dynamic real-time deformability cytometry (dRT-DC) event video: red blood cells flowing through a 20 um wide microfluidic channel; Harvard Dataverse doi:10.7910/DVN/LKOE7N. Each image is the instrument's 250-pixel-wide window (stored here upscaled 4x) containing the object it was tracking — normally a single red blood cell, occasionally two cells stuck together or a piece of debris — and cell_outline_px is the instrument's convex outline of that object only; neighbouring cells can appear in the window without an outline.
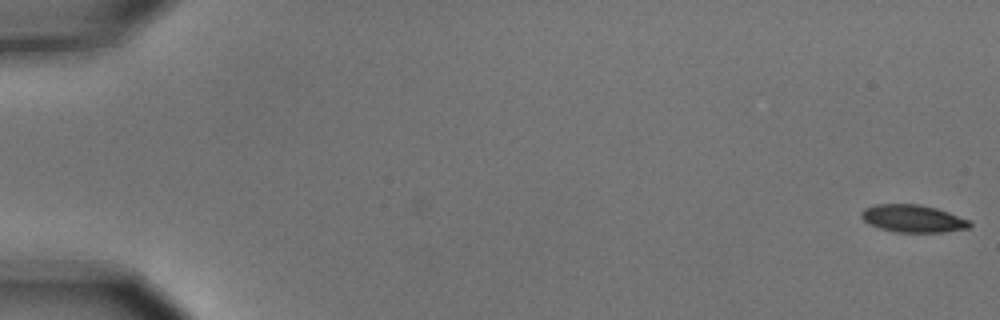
{"species": "common noctule bat (a hibernating species)", "species_latin": "Nyctalus noctula", "temperature_condition": "cold", "stored_images_in_passage": 10, "camera_frame_rate_fps": 3000, "um_per_image_px": 0.085, "animal": {"sex": "male", "body_mass_g": 15.6}, "frame": {"image": 1, "passage_image": 1, "time_ms": 0.0, "image_size_px": [1000, 320], "cell_outline_px": [[972, 224], [968, 228], [944, 232], [896, 232], [880, 228], [868, 224], [860, 216], [860, 212], [864, 208], [876, 204], [920, 204], [936, 208], [972, 220]], "centroid_in_image_um": [77.6, 18.57], "position_along_channel_um": 7.4, "area_um2": 17.51}}
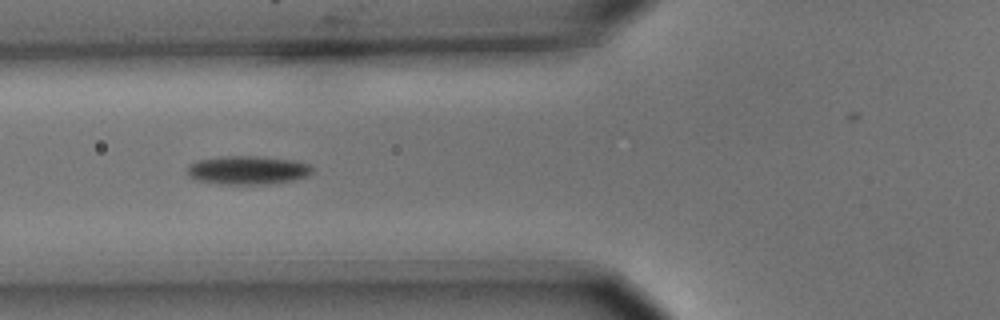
{"frame": {"image": 2, "passage_image": 7, "time_ms": 2.0, "image_size_px": [1000, 320], "cell_outline_px": [[312, 172], [308, 176], [292, 180], [268, 184], [220, 184], [200, 180], [188, 176], [188, 164], [196, 160], [220, 156], [256, 156], [296, 160], [308, 164], [312, 168]], "centroid_in_image_um": [21.05, 14.45], "position_along_channel_um": 104.8, "area_um2": 20.87}}
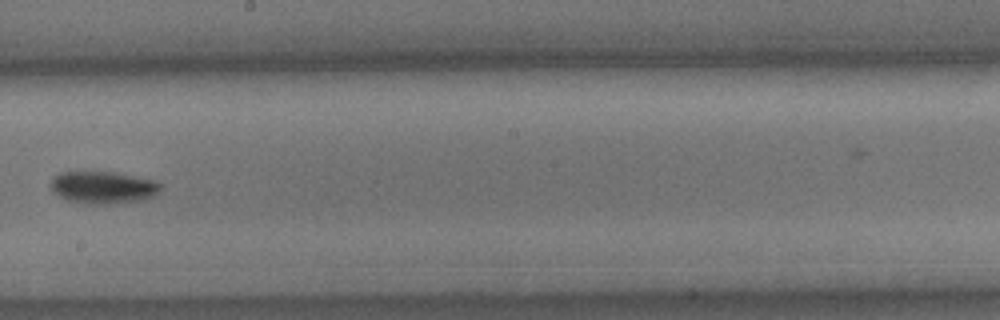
{"frame": {"image": 3, "passage_image": 10, "time_ms": 3.0, "image_size_px": [1000, 320], "cell_outline_px": [[160, 192], [156, 196], [144, 200], [116, 204], [84, 204], [68, 200], [52, 192], [52, 180], [60, 172], [112, 172], [156, 180], [160, 184]], "centroid_in_image_um": [8.82, 15.95], "position_along_channel_um": 239.4, "area_um2": 20.81}}